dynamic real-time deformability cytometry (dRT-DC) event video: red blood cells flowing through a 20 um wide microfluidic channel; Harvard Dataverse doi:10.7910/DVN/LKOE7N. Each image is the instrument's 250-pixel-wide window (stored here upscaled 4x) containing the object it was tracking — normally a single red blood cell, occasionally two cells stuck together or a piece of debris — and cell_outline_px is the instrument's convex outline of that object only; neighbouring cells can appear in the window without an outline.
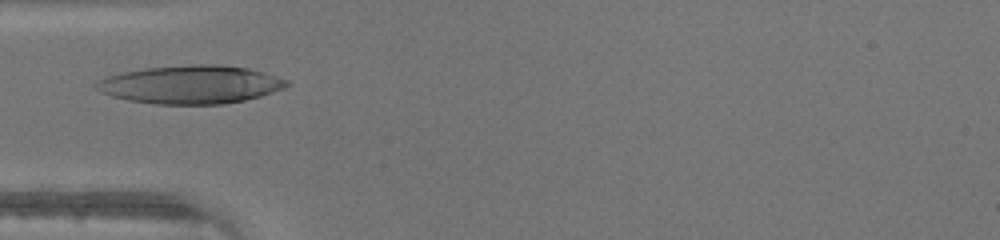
{"species": "human", "species_latin": "Homo sapiens", "temperature_condition": "warm", "stored_images_in_passage": 8, "camera_frame_rate_fps": 3000, "um_per_image_px": 0.085, "donor": {"sex": "male"}, "frame": {"image": 1, "passage_image": 1, "time_ms": 0.0, "image_size_px": [1000, 240], "cell_outline_px": [[288, 84], [284, 88], [260, 96], [244, 100], [224, 104], [156, 104], [128, 100], [112, 96], [100, 92], [96, 88], [96, 84], [100, 80], [108, 76], [124, 72], [148, 68], [192, 64], [220, 64], [248, 68], [276, 76], [288, 80]], "centroid_in_image_um": [16.23, 7.19], "position_along_channel_um": 68.8, "area_um2": 42.14}}
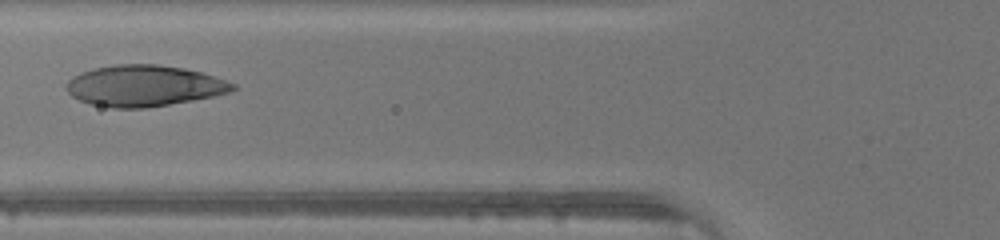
{"frame": {"image": 2, "passage_image": 4, "time_ms": 1.0, "image_size_px": [1000, 240], "cell_outline_px": [[236, 88], [228, 92], [212, 96], [192, 100], [148, 108], [112, 108], [88, 104], [72, 96], [64, 88], [64, 84], [72, 76], [80, 72], [96, 68], [116, 64], [156, 64], [184, 68], [200, 72], [236, 84]], "centroid_in_image_um": [12.18, 7.3], "position_along_channel_um": 113.6, "area_um2": 39.88}}